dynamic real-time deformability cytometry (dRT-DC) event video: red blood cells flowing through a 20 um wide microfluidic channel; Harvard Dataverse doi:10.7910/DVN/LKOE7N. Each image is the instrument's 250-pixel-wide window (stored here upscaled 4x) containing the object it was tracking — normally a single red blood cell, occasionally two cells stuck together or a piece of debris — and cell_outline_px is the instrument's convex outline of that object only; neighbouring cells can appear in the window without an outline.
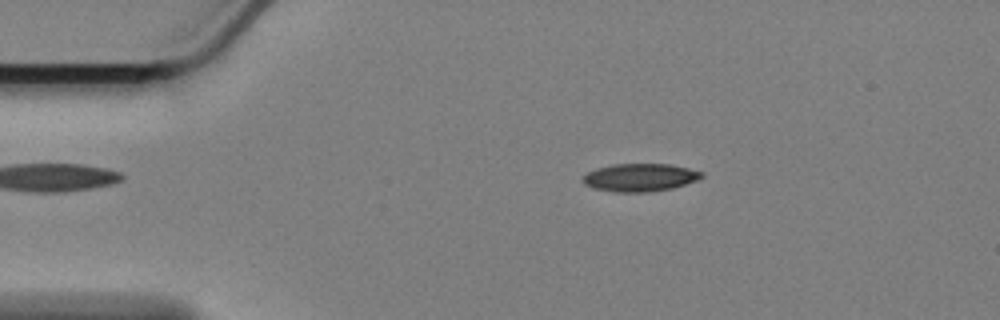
{"species": "Egyptian fruit bat (a non-hibernating species)", "species_latin": "Rousettus aegyptiacus", "temperature_condition": "cold", "stored_images_in_passage": 58, "camera_frame_rate_fps": 3000, "um_per_image_px": 0.085, "animal": {"sex": "female"}, "frame": {"image": 1, "passage_image": 10, "time_ms": 3.0, "image_size_px": [1000, 320], "cell_outline_px": [[704, 176], [696, 180], [672, 188], [648, 192], [616, 192], [592, 188], [584, 184], [580, 180], [588, 172], [596, 168], [616, 164], [668, 164], [688, 168], [704, 172]], "centroid_in_image_um": [54.37, 15.09], "position_along_channel_um": 30.6, "area_um2": 19.25}}
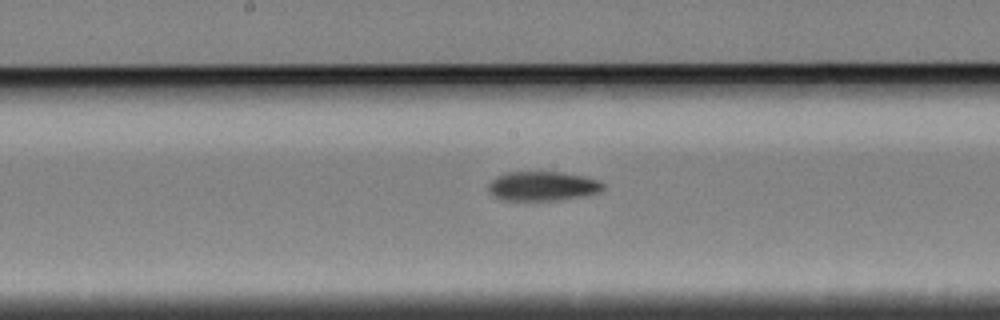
{"frame": {"image": 2, "passage_image": 29, "time_ms": 9.333, "image_size_px": [1000, 320], "cell_outline_px": [[604, 188], [600, 192], [584, 196], [560, 200], [500, 200], [488, 188], [488, 184], [496, 176], [508, 172], [560, 172], [584, 176], [600, 180], [604, 184]], "centroid_in_image_um": [46.16, 15.82], "position_along_channel_um": 202.0, "area_um2": 19.65}}
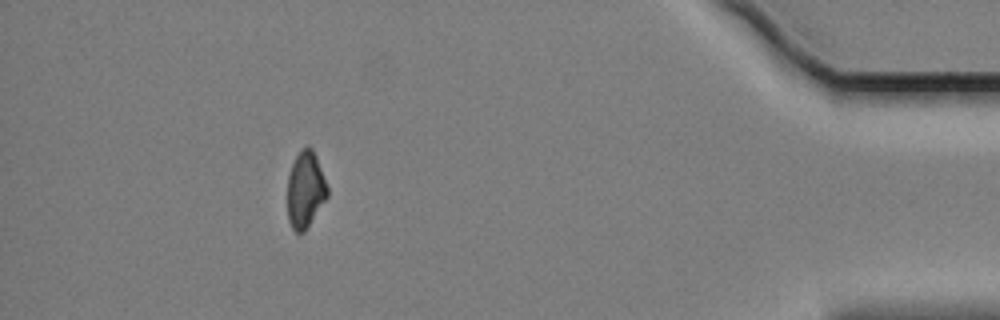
{"frame": {"image": 3, "passage_image": 52, "time_ms": 17.0, "image_size_px": [1000, 320], "cell_outline_px": [[328, 196], [304, 232], [296, 232], [292, 228], [288, 220], [288, 176], [292, 164], [300, 148], [312, 148], [316, 156], [328, 188]], "centroid_in_image_um": [25.95, 16.13], "position_along_channel_um": 409.2, "area_um2": 17.57}}